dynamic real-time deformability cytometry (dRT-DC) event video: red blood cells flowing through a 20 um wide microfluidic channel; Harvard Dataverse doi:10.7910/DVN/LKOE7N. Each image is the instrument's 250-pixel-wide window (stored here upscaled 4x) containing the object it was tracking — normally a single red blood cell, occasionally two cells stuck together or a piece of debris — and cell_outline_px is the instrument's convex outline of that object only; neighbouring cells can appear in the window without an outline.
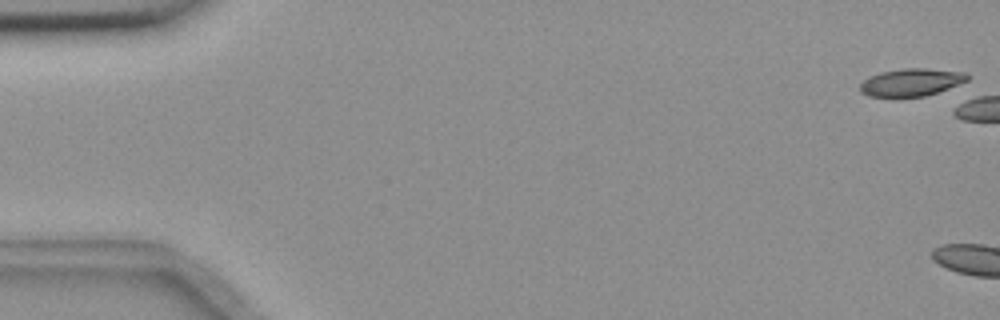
{"species": "common noctule bat (a hibernating species)", "species_latin": "Nyctalus noctula", "temperature_condition": "room temperature", "stored_images_in_passage": 4, "camera_frame_rate_fps": 3000, "um_per_image_px": 0.085, "animal": {"sex": "female", "body_mass_g": 18.4}, "frame": {"image": 1, "passage_image": 1, "time_ms": 0.0, "image_size_px": [1000, 320], "cell_outline_px": [[968, 80], [948, 88], [924, 96], [900, 100], [868, 96], [860, 92], [860, 84], [868, 76], [880, 72], [904, 68], [924, 68], [968, 72]], "centroid_in_image_um": [77.39, 7.03], "position_along_channel_um": 7.6, "area_um2": 17.92}}